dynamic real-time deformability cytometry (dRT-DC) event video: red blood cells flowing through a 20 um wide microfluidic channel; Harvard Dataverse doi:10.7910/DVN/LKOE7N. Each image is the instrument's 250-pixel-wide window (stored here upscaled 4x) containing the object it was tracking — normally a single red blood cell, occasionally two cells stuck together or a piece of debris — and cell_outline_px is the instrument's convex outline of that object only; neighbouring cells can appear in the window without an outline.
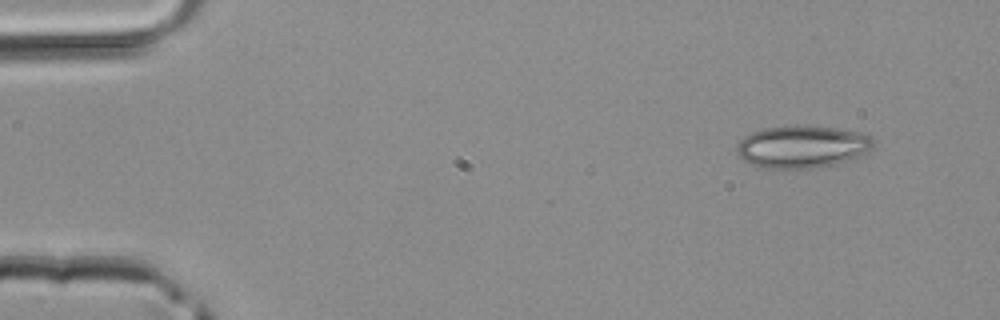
{"species": "common noctule bat (a hibernating species)", "species_latin": "Nyctalus noctula", "temperature_condition": "room temperature", "stored_images_in_passage": 9, "camera_frame_rate_fps": 3000, "um_per_image_px": 0.085, "animal": {"sex": "male", "body_mass_g": 20.4}, "frame": {"image": 1, "passage_image": 1, "time_ms": 0.0, "image_size_px": [1000, 320], "cell_outline_px": [[872, 148], [868, 152], [848, 160], [836, 164], [816, 168], [760, 168], [744, 160], [736, 152], [736, 144], [744, 136], [752, 132], [764, 128], [804, 124], [836, 128], [860, 132], [872, 136]], "centroid_in_image_um": [68.17, 12.46], "position_along_channel_um": 16.8, "area_um2": 34.04}}